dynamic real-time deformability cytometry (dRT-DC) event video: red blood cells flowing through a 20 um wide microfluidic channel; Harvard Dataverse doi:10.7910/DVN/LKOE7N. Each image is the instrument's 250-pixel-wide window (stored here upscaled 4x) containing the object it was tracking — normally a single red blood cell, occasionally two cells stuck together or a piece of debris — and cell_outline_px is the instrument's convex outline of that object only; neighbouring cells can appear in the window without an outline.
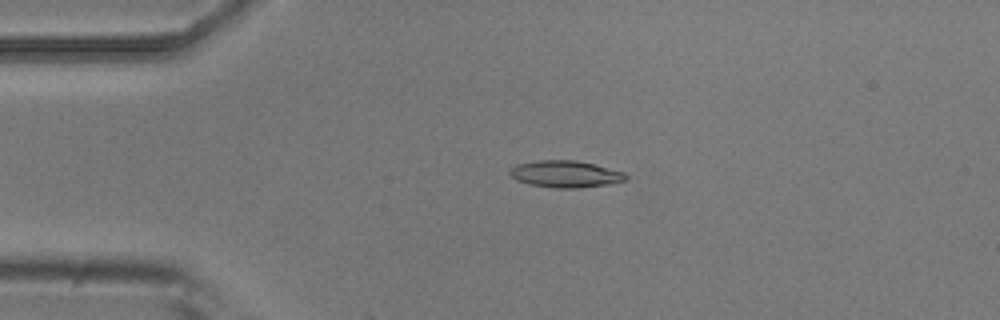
{"species": "common noctule bat (a hibernating species)", "species_latin": "Nyctalus noctula", "temperature_condition": "room temperature", "stored_images_in_passage": 3, "camera_frame_rate_fps": 3000, "um_per_image_px": 0.085, "animal": {"sex": "male", "body_mass_g": 20.5, "forearm_length_mm": 52.5}, "frame": {"image": 1, "passage_image": 2, "time_ms": 0.333, "image_size_px": [1000, 320], "cell_outline_px": [[628, 180], [612, 184], [580, 188], [552, 188], [528, 184], [516, 180], [508, 176], [508, 172], [516, 164], [540, 160], [576, 160], [596, 164], [624, 172], [628, 176]], "centroid_in_image_um": [48.08, 14.8], "position_along_channel_um": 36.9, "area_um2": 18.55}}